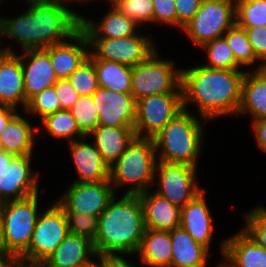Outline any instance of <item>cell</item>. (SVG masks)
Instances as JSON below:
<instances>
[{"instance_id":"8","label":"cell","mask_w":266,"mask_h":267,"mask_svg":"<svg viewBox=\"0 0 266 267\" xmlns=\"http://www.w3.org/2000/svg\"><path fill=\"white\" fill-rule=\"evenodd\" d=\"M156 50L132 67L131 94L134 100L167 92H182L181 68L174 61L161 59Z\"/></svg>"},{"instance_id":"55","label":"cell","mask_w":266,"mask_h":267,"mask_svg":"<svg viewBox=\"0 0 266 267\" xmlns=\"http://www.w3.org/2000/svg\"><path fill=\"white\" fill-rule=\"evenodd\" d=\"M3 151V147H2V144H1V140H0V152Z\"/></svg>"},{"instance_id":"14","label":"cell","mask_w":266,"mask_h":267,"mask_svg":"<svg viewBox=\"0 0 266 267\" xmlns=\"http://www.w3.org/2000/svg\"><path fill=\"white\" fill-rule=\"evenodd\" d=\"M32 155L14 156L8 170L0 178V203L20 200L39 192V174L34 173Z\"/></svg>"},{"instance_id":"45","label":"cell","mask_w":266,"mask_h":267,"mask_svg":"<svg viewBox=\"0 0 266 267\" xmlns=\"http://www.w3.org/2000/svg\"><path fill=\"white\" fill-rule=\"evenodd\" d=\"M251 127L258 148L266 153V117L252 121Z\"/></svg>"},{"instance_id":"47","label":"cell","mask_w":266,"mask_h":267,"mask_svg":"<svg viewBox=\"0 0 266 267\" xmlns=\"http://www.w3.org/2000/svg\"><path fill=\"white\" fill-rule=\"evenodd\" d=\"M0 267H22L19 258L0 248Z\"/></svg>"},{"instance_id":"9","label":"cell","mask_w":266,"mask_h":267,"mask_svg":"<svg viewBox=\"0 0 266 267\" xmlns=\"http://www.w3.org/2000/svg\"><path fill=\"white\" fill-rule=\"evenodd\" d=\"M235 24V0H202L193 18L182 28L190 41L201 48Z\"/></svg>"},{"instance_id":"37","label":"cell","mask_w":266,"mask_h":267,"mask_svg":"<svg viewBox=\"0 0 266 267\" xmlns=\"http://www.w3.org/2000/svg\"><path fill=\"white\" fill-rule=\"evenodd\" d=\"M113 5L121 14L132 19L138 25L153 24L152 0H115Z\"/></svg>"},{"instance_id":"36","label":"cell","mask_w":266,"mask_h":267,"mask_svg":"<svg viewBox=\"0 0 266 267\" xmlns=\"http://www.w3.org/2000/svg\"><path fill=\"white\" fill-rule=\"evenodd\" d=\"M70 111L77 121L80 130L86 136L98 126L99 113L93 101L92 95L79 96Z\"/></svg>"},{"instance_id":"18","label":"cell","mask_w":266,"mask_h":267,"mask_svg":"<svg viewBox=\"0 0 266 267\" xmlns=\"http://www.w3.org/2000/svg\"><path fill=\"white\" fill-rule=\"evenodd\" d=\"M84 137L68 143L76 174L74 182L89 183L110 181V167L104 161L100 152ZM84 140V141H83Z\"/></svg>"},{"instance_id":"32","label":"cell","mask_w":266,"mask_h":267,"mask_svg":"<svg viewBox=\"0 0 266 267\" xmlns=\"http://www.w3.org/2000/svg\"><path fill=\"white\" fill-rule=\"evenodd\" d=\"M232 50L236 62L241 67H250L257 62L260 63L254 70L266 68L256 57L252 45L248 40L245 28L238 26L236 23L223 35Z\"/></svg>"},{"instance_id":"4","label":"cell","mask_w":266,"mask_h":267,"mask_svg":"<svg viewBox=\"0 0 266 267\" xmlns=\"http://www.w3.org/2000/svg\"><path fill=\"white\" fill-rule=\"evenodd\" d=\"M202 119L183 109L153 136L158 161L197 167L205 141L202 121L207 122Z\"/></svg>"},{"instance_id":"21","label":"cell","mask_w":266,"mask_h":267,"mask_svg":"<svg viewBox=\"0 0 266 267\" xmlns=\"http://www.w3.org/2000/svg\"><path fill=\"white\" fill-rule=\"evenodd\" d=\"M0 104L26 107L23 70L16 52H6L0 59Z\"/></svg>"},{"instance_id":"31","label":"cell","mask_w":266,"mask_h":267,"mask_svg":"<svg viewBox=\"0 0 266 267\" xmlns=\"http://www.w3.org/2000/svg\"><path fill=\"white\" fill-rule=\"evenodd\" d=\"M44 133L57 140L66 139L68 142L87 137L79 128L70 110H60L45 116L40 120Z\"/></svg>"},{"instance_id":"20","label":"cell","mask_w":266,"mask_h":267,"mask_svg":"<svg viewBox=\"0 0 266 267\" xmlns=\"http://www.w3.org/2000/svg\"><path fill=\"white\" fill-rule=\"evenodd\" d=\"M207 189H203L181 208L180 227L210 251L214 223L206 202Z\"/></svg>"},{"instance_id":"54","label":"cell","mask_w":266,"mask_h":267,"mask_svg":"<svg viewBox=\"0 0 266 267\" xmlns=\"http://www.w3.org/2000/svg\"><path fill=\"white\" fill-rule=\"evenodd\" d=\"M6 52L15 53L13 47L11 48V46L10 47H6V48L5 47L0 48V59Z\"/></svg>"},{"instance_id":"33","label":"cell","mask_w":266,"mask_h":267,"mask_svg":"<svg viewBox=\"0 0 266 267\" xmlns=\"http://www.w3.org/2000/svg\"><path fill=\"white\" fill-rule=\"evenodd\" d=\"M201 48L206 52L209 61L202 64L203 66L211 69L242 70L223 37L211 40Z\"/></svg>"},{"instance_id":"40","label":"cell","mask_w":266,"mask_h":267,"mask_svg":"<svg viewBox=\"0 0 266 267\" xmlns=\"http://www.w3.org/2000/svg\"><path fill=\"white\" fill-rule=\"evenodd\" d=\"M69 234L88 238L91 242L96 239L99 216L81 213H65Z\"/></svg>"},{"instance_id":"53","label":"cell","mask_w":266,"mask_h":267,"mask_svg":"<svg viewBox=\"0 0 266 267\" xmlns=\"http://www.w3.org/2000/svg\"><path fill=\"white\" fill-rule=\"evenodd\" d=\"M90 1H94V0H65V3H64V5L65 6H70V3L72 2V4H73V2H74V4H75V2L77 3V2H79L80 4H82V2L84 3V4H86L87 2H90ZM68 4V5H67Z\"/></svg>"},{"instance_id":"19","label":"cell","mask_w":266,"mask_h":267,"mask_svg":"<svg viewBox=\"0 0 266 267\" xmlns=\"http://www.w3.org/2000/svg\"><path fill=\"white\" fill-rule=\"evenodd\" d=\"M45 50L50 54L57 78L67 79L89 57L90 44L87 35L80 29L68 41L53 44Z\"/></svg>"},{"instance_id":"35","label":"cell","mask_w":266,"mask_h":267,"mask_svg":"<svg viewBox=\"0 0 266 267\" xmlns=\"http://www.w3.org/2000/svg\"><path fill=\"white\" fill-rule=\"evenodd\" d=\"M79 96H89L99 88L94 62L88 57L67 78Z\"/></svg>"},{"instance_id":"43","label":"cell","mask_w":266,"mask_h":267,"mask_svg":"<svg viewBox=\"0 0 266 267\" xmlns=\"http://www.w3.org/2000/svg\"><path fill=\"white\" fill-rule=\"evenodd\" d=\"M61 110H70L79 98V94L68 79H59L54 85Z\"/></svg>"},{"instance_id":"17","label":"cell","mask_w":266,"mask_h":267,"mask_svg":"<svg viewBox=\"0 0 266 267\" xmlns=\"http://www.w3.org/2000/svg\"><path fill=\"white\" fill-rule=\"evenodd\" d=\"M222 241L223 260L219 262L222 267H266V250L242 229Z\"/></svg>"},{"instance_id":"50","label":"cell","mask_w":266,"mask_h":267,"mask_svg":"<svg viewBox=\"0 0 266 267\" xmlns=\"http://www.w3.org/2000/svg\"><path fill=\"white\" fill-rule=\"evenodd\" d=\"M28 6L30 5H59V4H64L65 0H24Z\"/></svg>"},{"instance_id":"41","label":"cell","mask_w":266,"mask_h":267,"mask_svg":"<svg viewBox=\"0 0 266 267\" xmlns=\"http://www.w3.org/2000/svg\"><path fill=\"white\" fill-rule=\"evenodd\" d=\"M152 3L154 9L153 23L177 28L175 0H152Z\"/></svg>"},{"instance_id":"38","label":"cell","mask_w":266,"mask_h":267,"mask_svg":"<svg viewBox=\"0 0 266 267\" xmlns=\"http://www.w3.org/2000/svg\"><path fill=\"white\" fill-rule=\"evenodd\" d=\"M61 105L58 100L57 93L54 86L42 90L37 95L33 96L24 109L25 114L30 116H39V119H43L45 116L54 112L60 111Z\"/></svg>"},{"instance_id":"23","label":"cell","mask_w":266,"mask_h":267,"mask_svg":"<svg viewBox=\"0 0 266 267\" xmlns=\"http://www.w3.org/2000/svg\"><path fill=\"white\" fill-rule=\"evenodd\" d=\"M138 196L142 204L146 228L171 231L180 227V207L149 190L139 193Z\"/></svg>"},{"instance_id":"12","label":"cell","mask_w":266,"mask_h":267,"mask_svg":"<svg viewBox=\"0 0 266 267\" xmlns=\"http://www.w3.org/2000/svg\"><path fill=\"white\" fill-rule=\"evenodd\" d=\"M155 173V193L180 208L204 189L197 183V167L193 165L157 161Z\"/></svg>"},{"instance_id":"6","label":"cell","mask_w":266,"mask_h":267,"mask_svg":"<svg viewBox=\"0 0 266 267\" xmlns=\"http://www.w3.org/2000/svg\"><path fill=\"white\" fill-rule=\"evenodd\" d=\"M39 192L20 200L1 203L3 216L2 248L20 258L29 248L39 215Z\"/></svg>"},{"instance_id":"24","label":"cell","mask_w":266,"mask_h":267,"mask_svg":"<svg viewBox=\"0 0 266 267\" xmlns=\"http://www.w3.org/2000/svg\"><path fill=\"white\" fill-rule=\"evenodd\" d=\"M87 136L94 138L93 144L108 166H112L136 137L132 127H111L98 125Z\"/></svg>"},{"instance_id":"22","label":"cell","mask_w":266,"mask_h":267,"mask_svg":"<svg viewBox=\"0 0 266 267\" xmlns=\"http://www.w3.org/2000/svg\"><path fill=\"white\" fill-rule=\"evenodd\" d=\"M93 258L97 259L93 242L68 234L39 267H83Z\"/></svg>"},{"instance_id":"15","label":"cell","mask_w":266,"mask_h":267,"mask_svg":"<svg viewBox=\"0 0 266 267\" xmlns=\"http://www.w3.org/2000/svg\"><path fill=\"white\" fill-rule=\"evenodd\" d=\"M92 98L99 113L98 125L134 128L136 101L131 93L99 87Z\"/></svg>"},{"instance_id":"26","label":"cell","mask_w":266,"mask_h":267,"mask_svg":"<svg viewBox=\"0 0 266 267\" xmlns=\"http://www.w3.org/2000/svg\"><path fill=\"white\" fill-rule=\"evenodd\" d=\"M239 114L251 115L252 121L266 117V68L246 70Z\"/></svg>"},{"instance_id":"3","label":"cell","mask_w":266,"mask_h":267,"mask_svg":"<svg viewBox=\"0 0 266 267\" xmlns=\"http://www.w3.org/2000/svg\"><path fill=\"white\" fill-rule=\"evenodd\" d=\"M109 201L99 216L93 242L96 256L136 255L145 232L144 214L138 194H123ZM121 254V255H120Z\"/></svg>"},{"instance_id":"29","label":"cell","mask_w":266,"mask_h":267,"mask_svg":"<svg viewBox=\"0 0 266 267\" xmlns=\"http://www.w3.org/2000/svg\"><path fill=\"white\" fill-rule=\"evenodd\" d=\"M141 264L147 267H171L170 231L146 228L138 252Z\"/></svg>"},{"instance_id":"49","label":"cell","mask_w":266,"mask_h":267,"mask_svg":"<svg viewBox=\"0 0 266 267\" xmlns=\"http://www.w3.org/2000/svg\"><path fill=\"white\" fill-rule=\"evenodd\" d=\"M124 257H108V267H135Z\"/></svg>"},{"instance_id":"42","label":"cell","mask_w":266,"mask_h":267,"mask_svg":"<svg viewBox=\"0 0 266 267\" xmlns=\"http://www.w3.org/2000/svg\"><path fill=\"white\" fill-rule=\"evenodd\" d=\"M258 60L266 67V26L243 27Z\"/></svg>"},{"instance_id":"34","label":"cell","mask_w":266,"mask_h":267,"mask_svg":"<svg viewBox=\"0 0 266 267\" xmlns=\"http://www.w3.org/2000/svg\"><path fill=\"white\" fill-rule=\"evenodd\" d=\"M235 23L241 27L266 26V0H235Z\"/></svg>"},{"instance_id":"25","label":"cell","mask_w":266,"mask_h":267,"mask_svg":"<svg viewBox=\"0 0 266 267\" xmlns=\"http://www.w3.org/2000/svg\"><path fill=\"white\" fill-rule=\"evenodd\" d=\"M111 7L99 20L100 23L87 19L84 15L81 17L80 29L88 38H122L137 33L139 25L121 14L113 5Z\"/></svg>"},{"instance_id":"46","label":"cell","mask_w":266,"mask_h":267,"mask_svg":"<svg viewBox=\"0 0 266 267\" xmlns=\"http://www.w3.org/2000/svg\"><path fill=\"white\" fill-rule=\"evenodd\" d=\"M18 109L9 105L0 104V133L9 120L18 112Z\"/></svg>"},{"instance_id":"44","label":"cell","mask_w":266,"mask_h":267,"mask_svg":"<svg viewBox=\"0 0 266 267\" xmlns=\"http://www.w3.org/2000/svg\"><path fill=\"white\" fill-rule=\"evenodd\" d=\"M202 0H175L177 29H181L193 18Z\"/></svg>"},{"instance_id":"5","label":"cell","mask_w":266,"mask_h":267,"mask_svg":"<svg viewBox=\"0 0 266 267\" xmlns=\"http://www.w3.org/2000/svg\"><path fill=\"white\" fill-rule=\"evenodd\" d=\"M157 161L153 139L136 136L120 158L110 166L109 180L114 191L116 187L118 189L126 185L130 187L125 194L150 190L157 177Z\"/></svg>"},{"instance_id":"27","label":"cell","mask_w":266,"mask_h":267,"mask_svg":"<svg viewBox=\"0 0 266 267\" xmlns=\"http://www.w3.org/2000/svg\"><path fill=\"white\" fill-rule=\"evenodd\" d=\"M172 245L171 267H207L209 250L196 242L182 227L170 231Z\"/></svg>"},{"instance_id":"7","label":"cell","mask_w":266,"mask_h":267,"mask_svg":"<svg viewBox=\"0 0 266 267\" xmlns=\"http://www.w3.org/2000/svg\"><path fill=\"white\" fill-rule=\"evenodd\" d=\"M69 234L63 208L55 201L39 213L28 250L19 258L22 267H39Z\"/></svg>"},{"instance_id":"52","label":"cell","mask_w":266,"mask_h":267,"mask_svg":"<svg viewBox=\"0 0 266 267\" xmlns=\"http://www.w3.org/2000/svg\"><path fill=\"white\" fill-rule=\"evenodd\" d=\"M3 216H2V210H1V203H0V248H2V236H3Z\"/></svg>"},{"instance_id":"16","label":"cell","mask_w":266,"mask_h":267,"mask_svg":"<svg viewBox=\"0 0 266 267\" xmlns=\"http://www.w3.org/2000/svg\"><path fill=\"white\" fill-rule=\"evenodd\" d=\"M27 102L59 80L53 70L50 54L45 49L26 50L19 55ZM25 58V59H24Z\"/></svg>"},{"instance_id":"39","label":"cell","mask_w":266,"mask_h":267,"mask_svg":"<svg viewBox=\"0 0 266 267\" xmlns=\"http://www.w3.org/2000/svg\"><path fill=\"white\" fill-rule=\"evenodd\" d=\"M244 216L246 226L242 230L266 250V208L256 206Z\"/></svg>"},{"instance_id":"10","label":"cell","mask_w":266,"mask_h":267,"mask_svg":"<svg viewBox=\"0 0 266 267\" xmlns=\"http://www.w3.org/2000/svg\"><path fill=\"white\" fill-rule=\"evenodd\" d=\"M182 110V92H167L140 98L135 107L136 136L152 138Z\"/></svg>"},{"instance_id":"30","label":"cell","mask_w":266,"mask_h":267,"mask_svg":"<svg viewBox=\"0 0 266 267\" xmlns=\"http://www.w3.org/2000/svg\"><path fill=\"white\" fill-rule=\"evenodd\" d=\"M94 62L99 87L131 93L132 67L104 59H91Z\"/></svg>"},{"instance_id":"1","label":"cell","mask_w":266,"mask_h":267,"mask_svg":"<svg viewBox=\"0 0 266 267\" xmlns=\"http://www.w3.org/2000/svg\"><path fill=\"white\" fill-rule=\"evenodd\" d=\"M245 70L211 69L203 65L181 69L183 109L197 106L199 117L212 121L236 115L242 99Z\"/></svg>"},{"instance_id":"56","label":"cell","mask_w":266,"mask_h":267,"mask_svg":"<svg viewBox=\"0 0 266 267\" xmlns=\"http://www.w3.org/2000/svg\"><path fill=\"white\" fill-rule=\"evenodd\" d=\"M107 2H109V5L111 4V3H113L115 0H106Z\"/></svg>"},{"instance_id":"2","label":"cell","mask_w":266,"mask_h":267,"mask_svg":"<svg viewBox=\"0 0 266 267\" xmlns=\"http://www.w3.org/2000/svg\"><path fill=\"white\" fill-rule=\"evenodd\" d=\"M82 16L64 4L30 5L19 16L0 17V37L17 41L22 51L45 49L76 34Z\"/></svg>"},{"instance_id":"28","label":"cell","mask_w":266,"mask_h":267,"mask_svg":"<svg viewBox=\"0 0 266 267\" xmlns=\"http://www.w3.org/2000/svg\"><path fill=\"white\" fill-rule=\"evenodd\" d=\"M38 130L32 127L27 118L16 113L0 133L3 151L14 156L32 155L35 133Z\"/></svg>"},{"instance_id":"48","label":"cell","mask_w":266,"mask_h":267,"mask_svg":"<svg viewBox=\"0 0 266 267\" xmlns=\"http://www.w3.org/2000/svg\"><path fill=\"white\" fill-rule=\"evenodd\" d=\"M14 155L5 151L0 152V178L5 174Z\"/></svg>"},{"instance_id":"11","label":"cell","mask_w":266,"mask_h":267,"mask_svg":"<svg viewBox=\"0 0 266 267\" xmlns=\"http://www.w3.org/2000/svg\"><path fill=\"white\" fill-rule=\"evenodd\" d=\"M88 40L90 59H104L131 67L144 62L157 49L151 36L141 33L122 38H88Z\"/></svg>"},{"instance_id":"13","label":"cell","mask_w":266,"mask_h":267,"mask_svg":"<svg viewBox=\"0 0 266 267\" xmlns=\"http://www.w3.org/2000/svg\"><path fill=\"white\" fill-rule=\"evenodd\" d=\"M67 189L65 194L56 200L64 212L93 216H100L116 194L110 181L89 183L73 181Z\"/></svg>"},{"instance_id":"51","label":"cell","mask_w":266,"mask_h":267,"mask_svg":"<svg viewBox=\"0 0 266 267\" xmlns=\"http://www.w3.org/2000/svg\"><path fill=\"white\" fill-rule=\"evenodd\" d=\"M98 262L94 260V258L83 267H108V257L105 256H97Z\"/></svg>"}]
</instances>
